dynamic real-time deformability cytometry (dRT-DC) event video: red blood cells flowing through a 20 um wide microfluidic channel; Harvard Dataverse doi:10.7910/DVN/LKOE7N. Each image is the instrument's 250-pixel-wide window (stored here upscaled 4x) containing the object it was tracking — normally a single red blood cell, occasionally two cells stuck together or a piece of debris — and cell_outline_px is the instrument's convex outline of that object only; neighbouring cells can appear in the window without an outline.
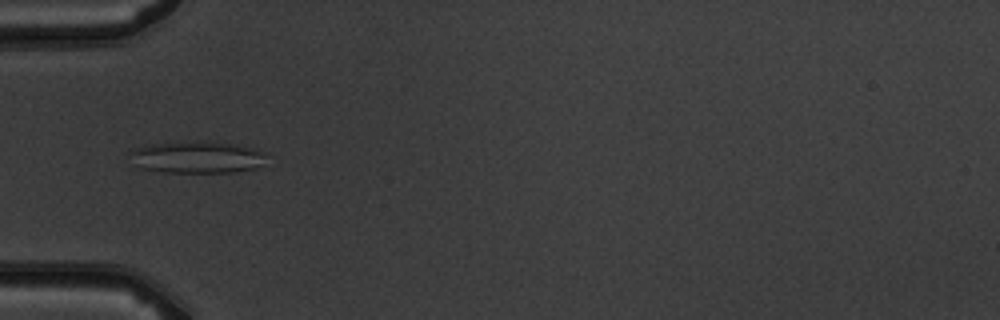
{"species": "common noctule bat (a hibernating species)", "species_latin": "Nyctalus noctula", "temperature_condition": "warm", "stored_images_in_passage": 4, "camera_frame_rate_fps": 3000, "um_per_image_px": 0.085, "animal": {"sex": "male", "body_mass_g": 19.5, "forearm_length_mm": 54.6}, "frame": {"image": 1, "passage_image": 1, "time_ms": 0.0, "image_size_px": [1000, 320], "cell_outline_px": [[264, 164], [256, 168], [236, 172], [160, 172], [140, 168], [136, 164], [128, 152], [132, 148], [148, 144], [196, 140], [212, 140], [236, 144], [252, 148], [260, 152], [264, 156]], "centroid_in_image_um": [16.7, 13.34], "position_along_channel_um": 68.3, "area_um2": 25.84}}
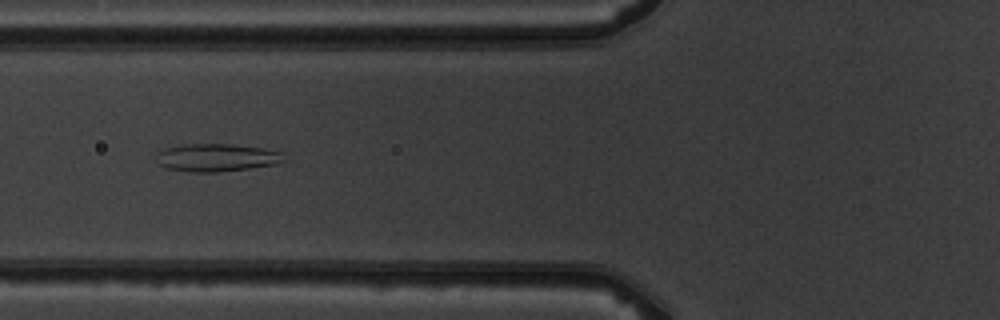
{"frame": {"image": 2, "passage_image": 2, "time_ms": 1.0, "image_size_px": [1000, 320], "cell_outline_px": [[284, 160], [276, 164], [248, 168], [216, 172], [192, 172], [164, 168], [156, 160], [156, 152], [164, 148], [180, 144], [232, 144], [260, 148], [284, 152]], "centroid_in_image_um": [18.36, 13.39], "position_along_channel_um": 107.4, "area_um2": 20.75}}
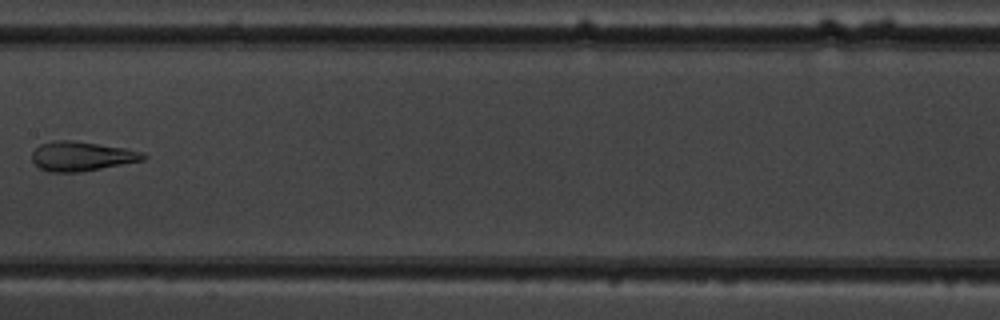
{"frame": {"image": 3, "passage_image": 4, "time_ms": 3.333, "image_size_px": [1000, 320], "cell_outline_px": [[148, 156], [144, 160], [80, 172], [48, 172], [40, 168], [32, 160], [32, 152], [40, 144], [52, 140], [72, 140], [124, 148], [144, 152]], "centroid_in_image_um": [6.93, 13.28], "position_along_channel_um": 200.5, "area_um2": 19.07}}